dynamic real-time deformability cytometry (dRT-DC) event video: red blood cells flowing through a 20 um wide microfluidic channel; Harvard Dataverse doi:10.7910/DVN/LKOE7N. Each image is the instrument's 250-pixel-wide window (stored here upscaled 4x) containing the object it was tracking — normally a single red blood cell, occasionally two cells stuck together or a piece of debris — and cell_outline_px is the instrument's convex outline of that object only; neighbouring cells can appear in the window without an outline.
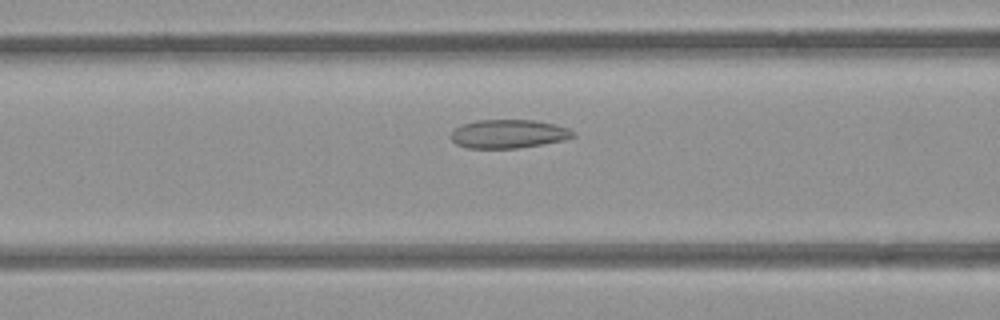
{"species": "common noctule bat (a hibernating species)", "species_latin": "Nyctalus noctula", "temperature_condition": "room temperature", "stored_images_in_passage": 54, "camera_frame_rate_fps": 3000, "um_per_image_px": 0.085, "animal": {"sex": "female", "body_mass_g": 21.9}, "frame": {"image": 1, "passage_image": 21, "time_ms": 6.667, "image_size_px": [1000, 320], "cell_outline_px": [[576, 136], [564, 140], [516, 148], [468, 148], [456, 144], [448, 136], [460, 124], [476, 120], [536, 120], [556, 124], [568, 128], [576, 132]], "centroid_in_image_um": [43.22, 11.37], "position_along_channel_um": 123.4, "area_um2": 20.52}}
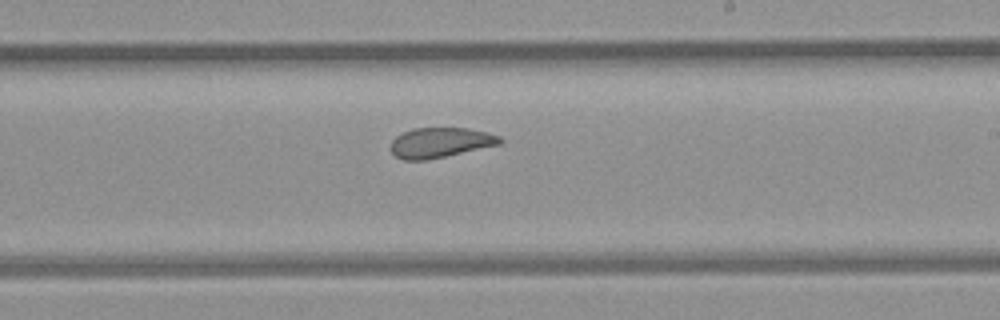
{"frame": {"image": 2, "passage_image": 31, "time_ms": 10.0, "image_size_px": [1000, 320], "cell_outline_px": [[504, 140], [500, 144], [428, 160], [404, 160], [396, 156], [392, 152], [392, 140], [396, 136], [412, 128], [468, 128], [488, 132], [500, 136]], "centroid_in_image_um": [37.45, 12.11], "position_along_channel_um": 251.6, "area_um2": 19.07}}
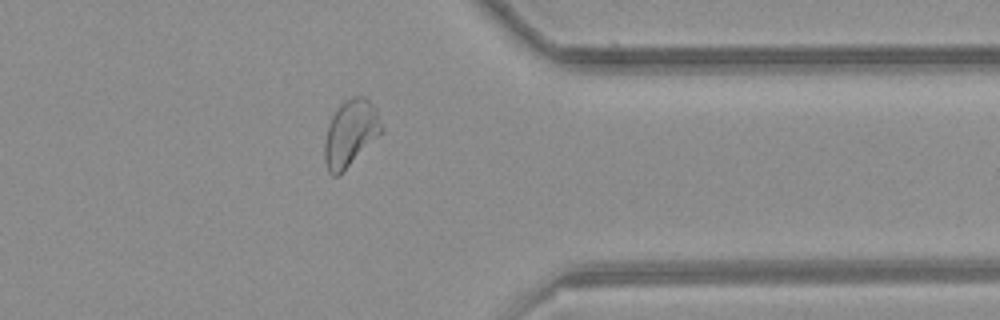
{"frame": {"image": 3, "passage_image": 42, "time_ms": 13.667, "image_size_px": [1000, 320], "cell_outline_px": [[384, 132], [336, 176], [332, 176], [328, 172], [324, 160], [324, 144], [328, 124], [336, 108], [344, 100], [352, 96], [364, 96], [376, 108], [384, 128]], "centroid_in_image_um": [29.8, 11.28], "position_along_channel_um": 381.6, "area_um2": 22.08}, "authors_computed_cell_mechanics": {"area_um2": 22.3108, "velocity_mm_per_s": 3.8529, "shape_relaxation_time_tau1_ms": null, "shape_relaxation_time_tau2_ms": 1.4238, "deformation_change_tau1": null, "deformation_change_tau2": 0.0816}}